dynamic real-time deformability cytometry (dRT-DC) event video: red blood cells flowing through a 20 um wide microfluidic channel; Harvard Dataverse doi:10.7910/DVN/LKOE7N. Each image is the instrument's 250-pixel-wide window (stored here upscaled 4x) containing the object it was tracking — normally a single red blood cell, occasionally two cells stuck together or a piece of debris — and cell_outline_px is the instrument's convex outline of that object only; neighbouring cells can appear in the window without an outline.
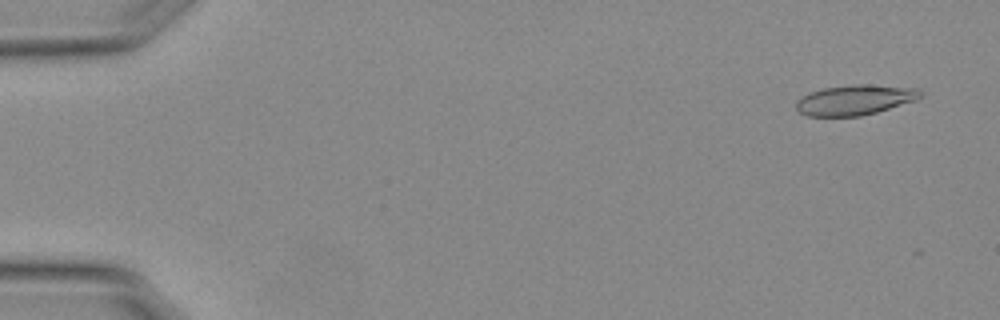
{"species": "Egyptian fruit bat (a non-hibernating species)", "species_latin": "Rousettus aegyptiacus", "temperature_condition": "warm", "stored_images_in_passage": 14, "camera_frame_rate_fps": 3000, "um_per_image_px": 0.085, "animal": {"sex": "female"}, "frame": {"image": 1, "passage_image": 3, "time_ms": 0.667, "image_size_px": [1000, 320], "cell_outline_px": [[924, 96], [916, 100], [876, 112], [860, 116], [808, 116], [800, 112], [796, 108], [796, 100], [812, 92], [824, 88], [852, 84], [868, 84], [920, 88], [924, 92]], "centroid_in_image_um": [72.73, 8.48], "position_along_channel_um": 12.3, "area_um2": 21.91}}